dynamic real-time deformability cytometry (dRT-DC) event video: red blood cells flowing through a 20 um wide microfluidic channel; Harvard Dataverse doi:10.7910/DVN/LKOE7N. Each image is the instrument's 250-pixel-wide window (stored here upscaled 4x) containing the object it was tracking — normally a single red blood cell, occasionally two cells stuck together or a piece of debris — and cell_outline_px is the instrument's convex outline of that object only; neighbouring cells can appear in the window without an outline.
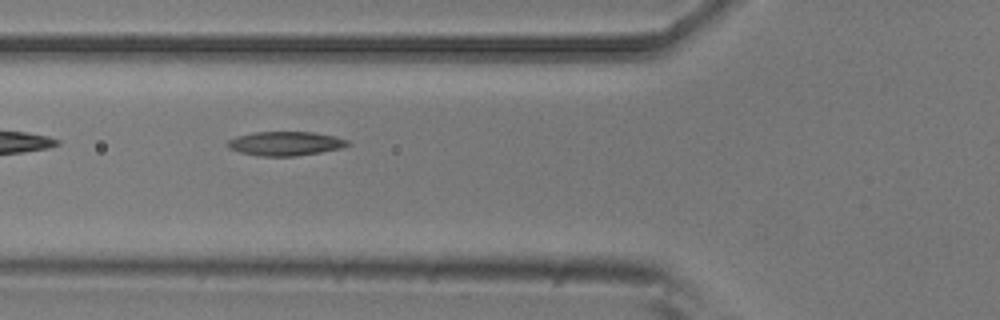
{"species": "common noctule bat (a hibernating species)", "species_latin": "Nyctalus noctula", "temperature_condition": "room temperature", "stored_images_in_passage": 4, "camera_frame_rate_fps": 3000, "um_per_image_px": 0.085, "animal": {"sex": "male", "body_mass_g": 20.5, "forearm_length_mm": 52.5}, "frame": {"image": 1, "passage_image": 4, "time_ms": 1.0, "image_size_px": [1000, 320], "cell_outline_px": [[352, 144], [340, 148], [320, 152], [296, 156], [260, 156], [240, 152], [228, 148], [224, 144], [228, 140], [236, 136], [256, 132], [312, 132], [332, 136], [348, 140]], "centroid_in_image_um": [24.21, 12.2], "position_along_channel_um": 101.6, "area_um2": 16.82}}